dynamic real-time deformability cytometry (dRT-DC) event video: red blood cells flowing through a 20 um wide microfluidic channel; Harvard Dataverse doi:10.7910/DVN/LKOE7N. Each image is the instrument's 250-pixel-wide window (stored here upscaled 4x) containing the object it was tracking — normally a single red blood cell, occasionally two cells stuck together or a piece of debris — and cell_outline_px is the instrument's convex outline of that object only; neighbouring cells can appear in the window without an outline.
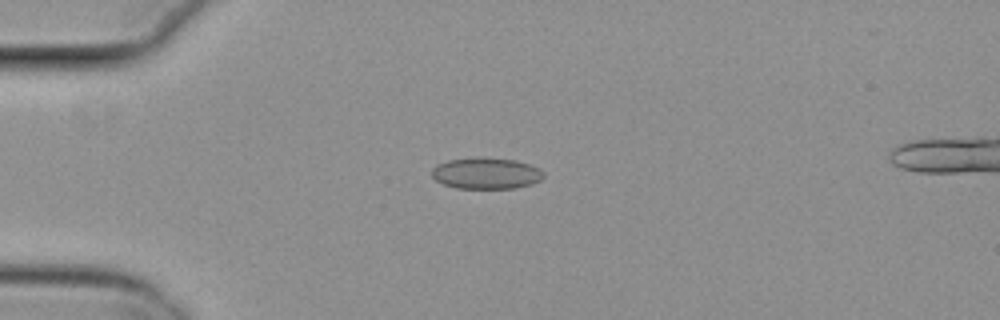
{"species": "common noctule bat (a hibernating species)", "species_latin": "Nyctalus noctula", "temperature_condition": "cold", "stored_images_in_passage": 41, "camera_frame_rate_fps": 3000, "um_per_image_px": 0.085, "animal": {"sex": "female", "body_mass_g": 29.2, "forearm_length_mm": 56.3}, "frame": {"image": 1, "passage_image": 1, "time_ms": 0.0, "image_size_px": [1000, 320], "cell_outline_px": [[544, 176], [540, 180], [532, 184], [516, 188], [456, 188], [444, 184], [436, 180], [432, 176], [432, 168], [436, 164], [448, 160], [516, 160], [540, 168], [544, 172]], "centroid_in_image_um": [41.35, 14.78], "position_along_channel_um": 43.7, "area_um2": 19.65}}
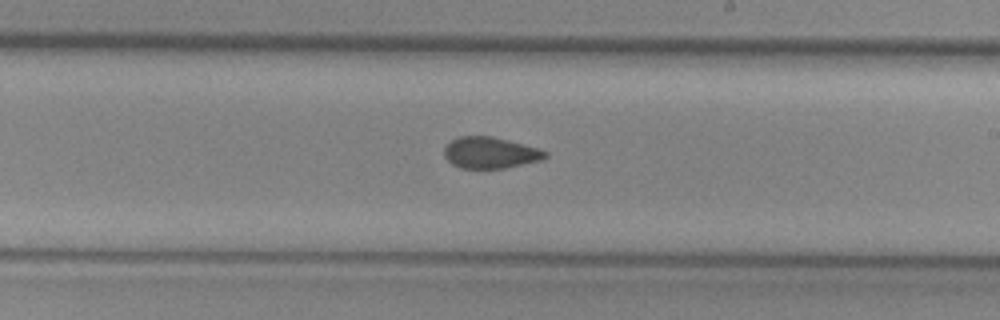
{"frame": {"image": 2, "passage_image": 19, "time_ms": 6.0, "image_size_px": [1000, 320], "cell_outline_px": [[548, 156], [540, 160], [504, 168], [460, 168], [452, 164], [444, 156], [444, 148], [452, 140], [460, 136], [492, 136], [536, 148], [548, 152]], "centroid_in_image_um": [41.64, 12.98], "position_along_channel_um": 247.4, "area_um2": 18.15}}
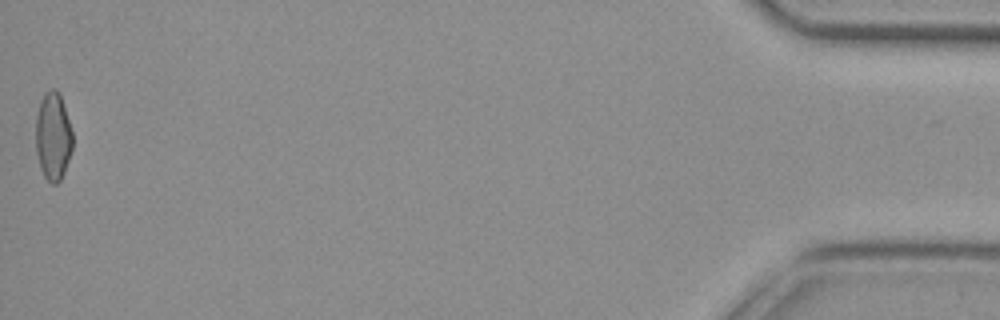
{"frame": {"image": 3, "passage_image": 41, "time_ms": 13.333, "image_size_px": [1000, 320], "cell_outline_px": [[72, 148], [64, 172], [60, 180], [56, 184], [52, 184], [44, 176], [40, 168], [36, 152], [36, 116], [40, 100], [44, 92], [52, 88], [56, 88], [60, 92], [72, 132]], "centroid_in_image_um": [4.5, 11.55], "position_along_channel_um": 430.7, "area_um2": 18.96}, "authors_computed_cell_mechanics": {"area_um2": 19.074, "velocity_mm_per_s": 3.8281, "shape_relaxation_time_tau1_ms": null, "shape_relaxation_time_tau2_ms": 2.8543, "deformation_change_tau1": null, "deformation_change_tau2": 0.0732}}